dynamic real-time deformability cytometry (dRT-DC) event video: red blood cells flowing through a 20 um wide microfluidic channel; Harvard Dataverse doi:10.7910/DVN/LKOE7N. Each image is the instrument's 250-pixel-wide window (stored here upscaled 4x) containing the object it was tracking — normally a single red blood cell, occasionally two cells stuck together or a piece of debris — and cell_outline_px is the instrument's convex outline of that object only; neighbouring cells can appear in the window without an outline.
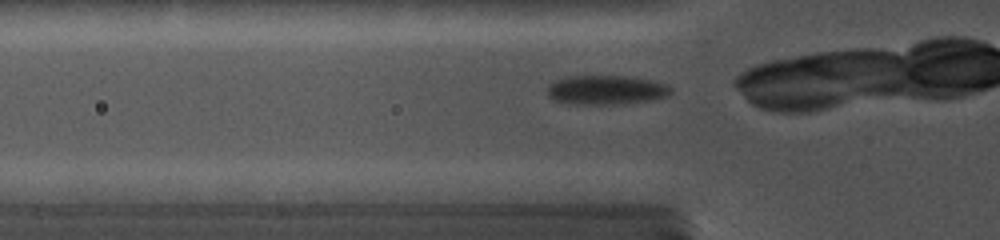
{"species": "common noctule bat (a hibernating species)", "species_latin": "Nyctalus noctula", "temperature_condition": "cold", "stored_images_in_passage": 45, "camera_frame_rate_fps": 5000, "um_per_image_px": 0.085, "animal": {"sex": "female", "body_mass_g": 19.0, "forearm_length_mm": 56.7}, "frame": {"image": 1, "passage_image": 2, "time_ms": 0.2, "image_size_px": [1000, 240], "cell_outline_px": [[672, 88], [664, 96], [644, 100], [612, 104], [576, 104], [556, 100], [548, 92], [548, 88], [556, 80], [568, 76], [636, 76], [652, 80], [664, 84]], "centroid_in_image_um": [51.51, 7.61], "position_along_channel_um": 74.3, "area_um2": 20.35}}
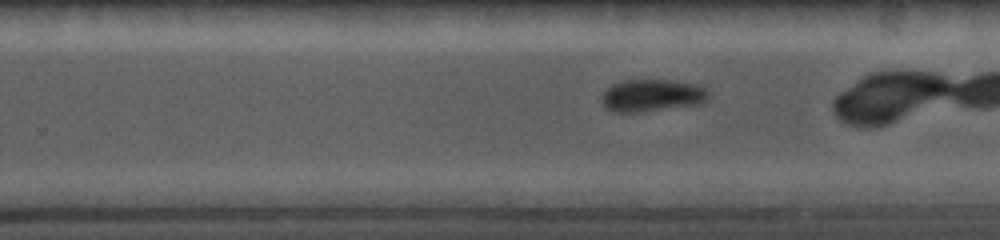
{"frame": {"image": 2, "passage_image": 22, "time_ms": 5.4, "image_size_px": [1000, 240], "cell_outline_px": [[708, 92], [704, 100], [700, 104], [640, 112], [612, 112], [604, 108], [604, 92], [612, 84], [624, 80], [676, 80], [696, 84], [704, 88]], "centroid_in_image_um": [55.41, 8.11], "position_along_channel_um": 274.4, "area_um2": 19.88}}
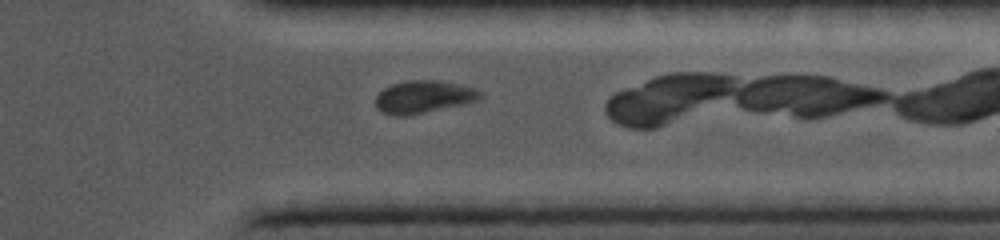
{"frame": {"image": 3, "passage_image": 36, "time_ms": 8.0, "image_size_px": [1000, 240], "cell_outline_px": [[480, 96], [476, 100], [460, 104], [404, 116], [392, 116], [376, 108], [376, 96], [384, 88], [392, 84], [408, 80], [440, 80], [472, 88], [480, 92]], "centroid_in_image_um": [35.91, 8.22], "position_along_channel_um": 375.5, "area_um2": 19.25}}